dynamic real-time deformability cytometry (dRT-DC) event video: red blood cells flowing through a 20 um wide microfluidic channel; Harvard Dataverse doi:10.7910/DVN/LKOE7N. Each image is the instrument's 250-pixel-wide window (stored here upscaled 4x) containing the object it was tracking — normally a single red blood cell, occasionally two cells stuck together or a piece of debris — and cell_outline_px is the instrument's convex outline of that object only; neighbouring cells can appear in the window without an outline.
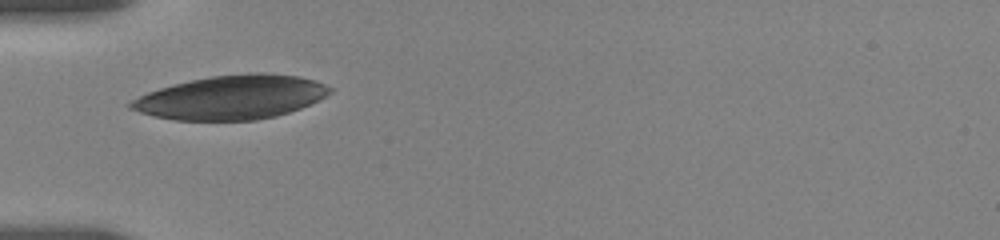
{"species": "human", "species_latin": "Homo sapiens", "temperature_condition": "room temperature", "stored_images_in_passage": 13, "camera_frame_rate_fps": 3000, "um_per_image_px": 0.085, "donor": {"sex": "female"}, "frame": {"image": 1, "passage_image": 1, "time_ms": 0.0, "image_size_px": [1000, 240], "cell_outline_px": [[332, 92], [300, 108], [276, 116], [256, 120], [176, 120], [156, 116], [140, 112], [128, 108], [124, 104], [148, 92], [160, 88], [192, 80], [212, 76], [248, 72], [264, 72], [300, 76], [316, 80], [332, 88]], "centroid_in_image_um": [19.67, 8.26], "position_along_channel_um": 65.3, "area_um2": 50.75}}
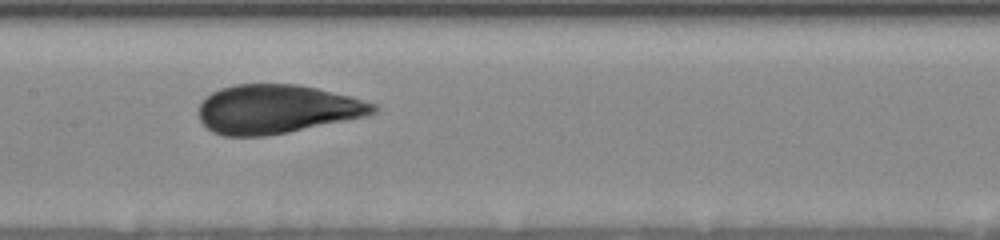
{"frame": {"image": 2, "passage_image": 4, "time_ms": 3.333, "image_size_px": [1000, 240], "cell_outline_px": [[380, 108], [376, 112], [364, 116], [288, 132], [264, 136], [224, 136], [212, 132], [200, 120], [200, 104], [212, 92], [220, 88], [236, 84], [296, 84], [316, 88], [352, 96], [380, 104]], "centroid_in_image_um": [23.57, 9.27], "position_along_channel_um": 183.8, "area_um2": 49.59}}
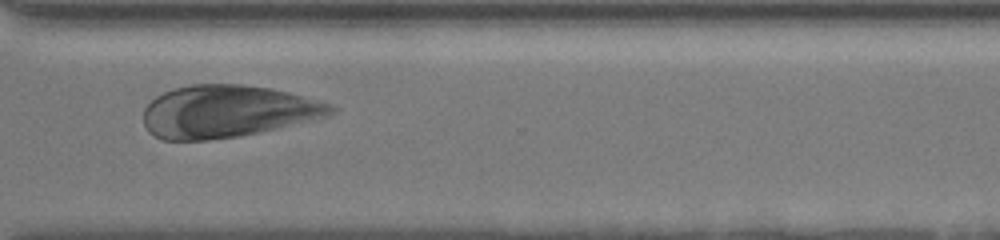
{"frame": {"image": 3, "passage_image": 9, "time_ms": 8.0, "image_size_px": [1000, 240], "cell_outline_px": [[336, 108], [328, 116], [240, 136], [208, 140], [160, 140], [152, 136], [148, 132], [144, 124], [144, 108], [156, 96], [172, 88], [192, 84], [244, 84], [272, 88], [288, 92], [332, 104]], "centroid_in_image_um": [19.26, 9.46], "position_along_channel_um": 351.3, "area_um2": 57.11}}